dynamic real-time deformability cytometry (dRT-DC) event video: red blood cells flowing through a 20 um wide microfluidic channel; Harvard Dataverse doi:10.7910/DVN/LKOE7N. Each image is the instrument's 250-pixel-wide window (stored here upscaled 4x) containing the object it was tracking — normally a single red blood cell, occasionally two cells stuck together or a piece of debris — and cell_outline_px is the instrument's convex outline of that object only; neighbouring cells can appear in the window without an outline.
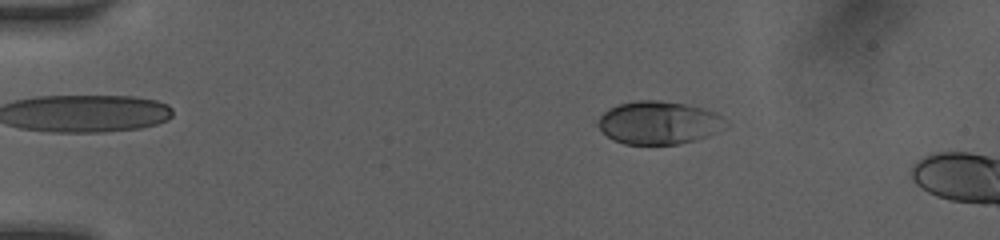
{"species": "human", "species_latin": "Homo sapiens", "temperature_condition": "room temperature", "stored_images_in_passage": 6, "camera_frame_rate_fps": 3000, "um_per_image_px": 0.085, "donor": {"sex": "female"}, "frame": {"image": 1, "passage_image": 4, "time_ms": 2.0, "image_size_px": [1000, 240], "cell_outline_px": [[728, 124], [716, 132], [708, 136], [696, 140], [680, 144], [624, 144], [612, 140], [596, 124], [600, 116], [608, 108], [620, 104], [636, 100], [660, 100], [684, 104], [704, 108], [716, 112], [728, 120]], "centroid_in_image_um": [56.01, 10.43], "position_along_channel_um": 29.0, "area_um2": 32.19}}